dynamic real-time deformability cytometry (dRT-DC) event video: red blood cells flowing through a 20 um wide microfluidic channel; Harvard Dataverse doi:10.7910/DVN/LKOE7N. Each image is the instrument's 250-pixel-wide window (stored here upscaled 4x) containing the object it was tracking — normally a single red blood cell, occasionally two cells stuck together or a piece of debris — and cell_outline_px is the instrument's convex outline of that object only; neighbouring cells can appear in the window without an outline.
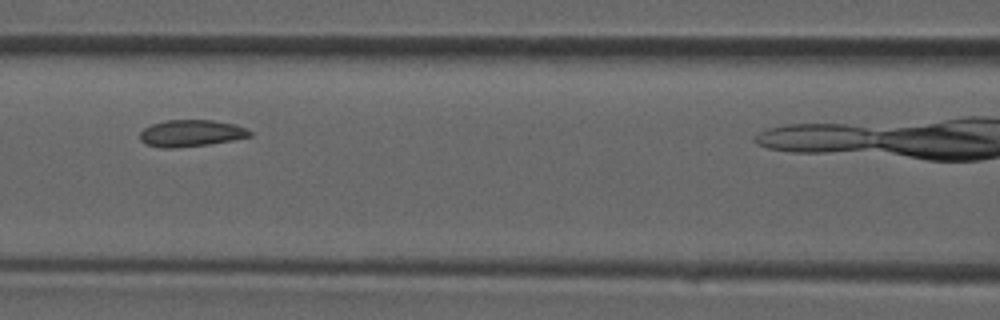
{"species": "common noctule bat (a hibernating species)", "species_latin": "Nyctalus noctula", "temperature_condition": "room temperature", "stored_images_in_passage": 25, "camera_frame_rate_fps": 3000, "um_per_image_px": 0.085, "animal": {"sex": "male", "forearm_length_mm": 52.5}, "frame": {"image": 1, "passage_image": 8, "time_ms": 2.333, "image_size_px": [1000, 320], "cell_outline_px": [[252, 136], [232, 140], [208, 144], [176, 148], [160, 148], [144, 144], [140, 140], [140, 132], [144, 128], [152, 124], [164, 120], [212, 120], [236, 124], [252, 132]], "centroid_in_image_um": [16.21, 11.33], "position_along_channel_um": 150.4, "area_um2": 17.22}}
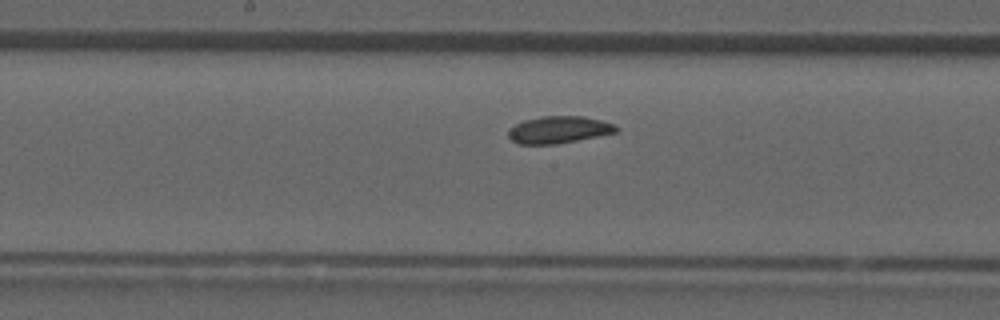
{"frame": {"image": 2, "passage_image": 11, "time_ms": 3.333, "image_size_px": [1000, 320], "cell_outline_px": [[620, 128], [616, 132], [556, 144], [520, 144], [512, 140], [508, 136], [508, 132], [516, 124], [524, 120], [544, 116], [584, 116], [600, 120], [612, 124]], "centroid_in_image_um": [47.49, 11.02], "position_along_channel_um": 200.7, "area_um2": 16.7}}